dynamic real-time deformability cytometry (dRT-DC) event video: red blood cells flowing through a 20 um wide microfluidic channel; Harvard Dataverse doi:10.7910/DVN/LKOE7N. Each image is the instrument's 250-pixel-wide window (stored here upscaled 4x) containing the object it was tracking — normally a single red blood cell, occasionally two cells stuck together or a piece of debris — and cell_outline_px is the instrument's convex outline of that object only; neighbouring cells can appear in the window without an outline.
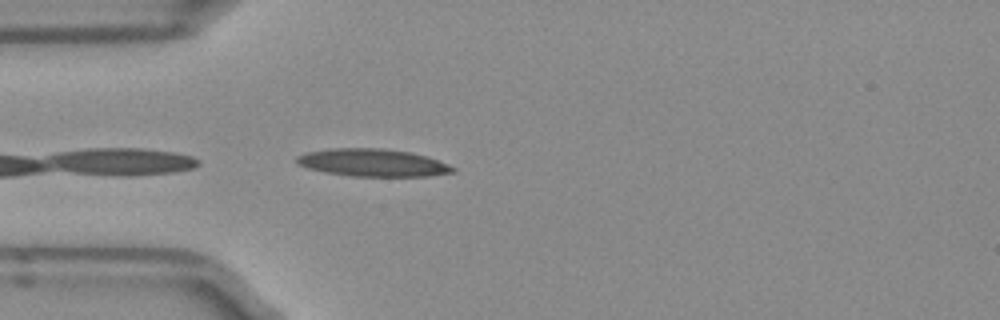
{"species": "Egyptian fruit bat (a non-hibernating species)", "species_latin": "Rousettus aegyptiacus", "temperature_condition": "room temperature", "stored_images_in_passage": 4, "camera_frame_rate_fps": 3000, "um_per_image_px": 0.085, "frame": {"image": 1, "passage_image": 4, "time_ms": 1.0, "image_size_px": [1000, 320], "cell_outline_px": [[456, 172], [428, 176], [352, 176], [328, 172], [308, 168], [296, 164], [296, 156], [308, 152], [332, 148], [384, 148], [412, 152], [448, 164], [456, 168]], "centroid_in_image_um": [31.69, 13.82], "position_along_channel_um": 53.3, "area_um2": 24.97}}